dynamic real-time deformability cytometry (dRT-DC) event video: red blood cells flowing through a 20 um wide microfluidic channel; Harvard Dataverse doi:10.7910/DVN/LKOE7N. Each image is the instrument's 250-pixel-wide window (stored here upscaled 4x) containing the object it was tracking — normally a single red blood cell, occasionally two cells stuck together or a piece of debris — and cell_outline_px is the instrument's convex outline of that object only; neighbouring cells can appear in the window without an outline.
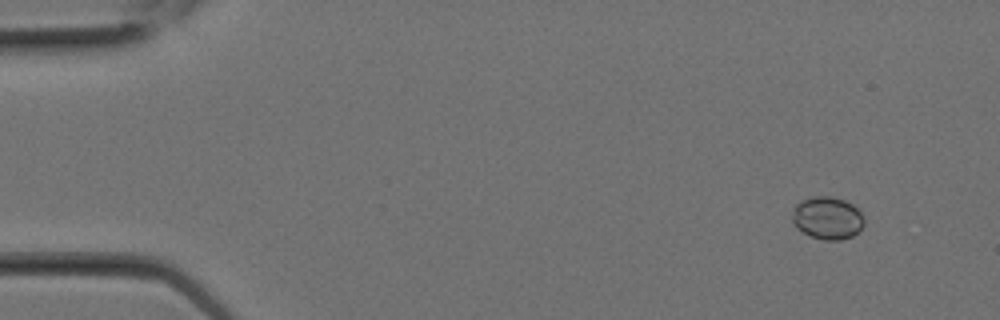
{"species": "Egyptian fruit bat (a non-hibernating species)", "species_latin": "Rousettus aegyptiacus", "temperature_condition": "room temperature", "stored_images_in_passage": 2, "camera_frame_rate_fps": 3000, "um_per_image_px": 0.085, "animal": {"sex": "female"}, "frame": {"image": 1, "passage_image": 1, "time_ms": 0.0, "image_size_px": [1000, 320], "cell_outline_px": [[864, 224], [852, 236], [840, 240], [824, 240], [812, 236], [804, 232], [792, 220], [792, 208], [800, 200], [812, 196], [832, 196], [844, 200], [852, 204], [860, 212], [864, 220]], "centroid_in_image_um": [70.32, 18.5], "position_along_channel_um": 14.7, "area_um2": 17.69}}